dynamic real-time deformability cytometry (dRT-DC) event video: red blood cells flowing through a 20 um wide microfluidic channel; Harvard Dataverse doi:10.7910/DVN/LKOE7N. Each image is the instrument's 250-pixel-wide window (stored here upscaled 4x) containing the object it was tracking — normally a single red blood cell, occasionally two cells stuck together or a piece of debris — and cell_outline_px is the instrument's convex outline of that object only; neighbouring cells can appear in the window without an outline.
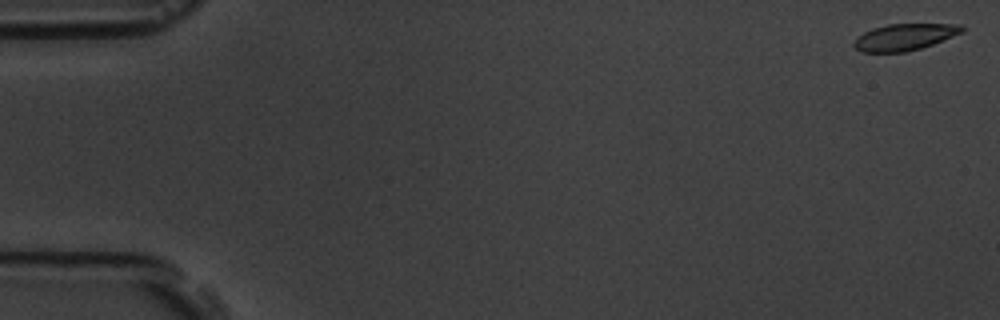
{"species": "common noctule bat (a hibernating species)", "species_latin": "Nyctalus noctula", "temperature_condition": "room temperature", "stored_images_in_passage": 5, "camera_frame_rate_fps": 3000, "um_per_image_px": 0.085, "animal": {"sex": "male", "body_mass_g": 19.5, "forearm_length_mm": 54.6}, "frame": {"image": 1, "passage_image": 1, "time_ms": 0.0, "image_size_px": [1000, 320], "cell_outline_px": [[964, 32], [932, 44], [920, 48], [904, 52], [860, 52], [852, 44], [864, 32], [872, 28], [888, 24], [960, 24], [964, 28]], "centroid_in_image_um": [76.89, 3.14], "position_along_channel_um": 8.1, "area_um2": 16.59}}